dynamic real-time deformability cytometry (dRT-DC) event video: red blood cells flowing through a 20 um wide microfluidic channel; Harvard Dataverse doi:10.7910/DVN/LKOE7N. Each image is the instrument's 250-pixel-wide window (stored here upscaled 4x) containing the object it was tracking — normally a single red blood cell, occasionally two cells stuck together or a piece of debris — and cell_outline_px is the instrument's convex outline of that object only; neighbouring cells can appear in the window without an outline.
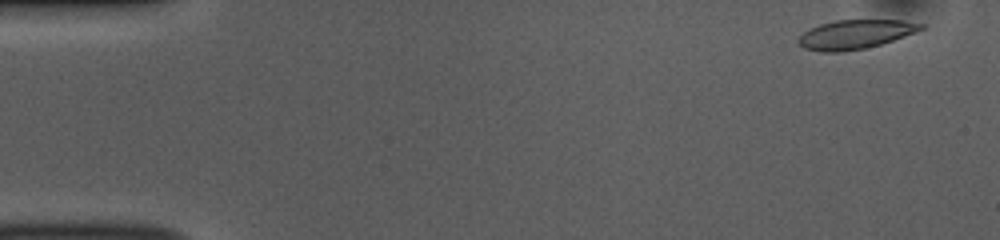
{"species": "common noctule bat (a hibernating species)", "species_latin": "Nyctalus noctula", "temperature_condition": "room temperature", "stored_images_in_passage": 30, "camera_frame_rate_fps": 3000, "um_per_image_px": 0.085, "animal": {"sex": "female", "body_mass_g": 10.0, "forearm_length_mm": 53.1}, "frame": {"image": 1, "passage_image": 1, "time_ms": 0.0, "image_size_px": [1000, 240], "cell_outline_px": [[924, 28], [916, 32], [880, 44], [864, 48], [840, 52], [820, 52], [804, 48], [796, 40], [804, 32], [820, 24], [836, 20], [904, 20], [924, 24]], "centroid_in_image_um": [72.69, 2.92], "position_along_channel_um": 12.3, "area_um2": 20.58}}
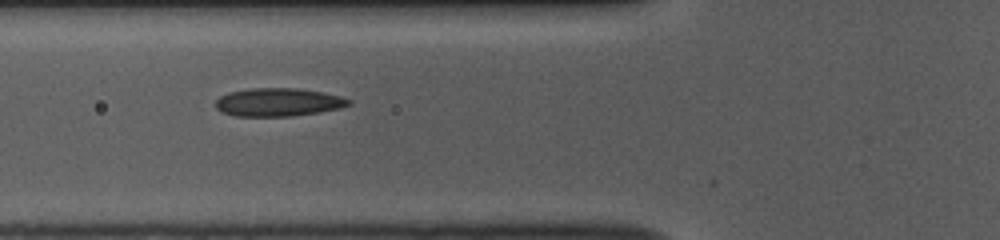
{"frame": {"image": 2, "passage_image": 17, "time_ms": 5.333, "image_size_px": [1000, 240], "cell_outline_px": [[352, 104], [340, 108], [320, 112], [292, 116], [236, 116], [224, 112], [216, 108], [216, 100], [220, 96], [228, 92], [252, 88], [296, 88], [320, 92], [340, 96], [352, 100]], "centroid_in_image_um": [23.67, 8.69], "position_along_channel_um": 102.1, "area_um2": 21.79}}
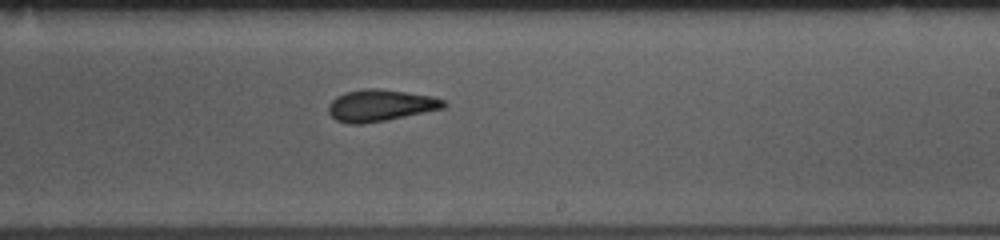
{"frame": {"image": 3, "passage_image": 29, "time_ms": 9.333, "image_size_px": [1000, 240], "cell_outline_px": [[448, 104], [444, 108], [364, 124], [348, 124], [336, 120], [328, 112], [328, 104], [336, 96], [344, 92], [364, 88], [376, 88], [432, 96], [444, 100]], "centroid_in_image_um": [32.29, 8.95], "position_along_channel_um": 256.7, "area_um2": 21.21}}